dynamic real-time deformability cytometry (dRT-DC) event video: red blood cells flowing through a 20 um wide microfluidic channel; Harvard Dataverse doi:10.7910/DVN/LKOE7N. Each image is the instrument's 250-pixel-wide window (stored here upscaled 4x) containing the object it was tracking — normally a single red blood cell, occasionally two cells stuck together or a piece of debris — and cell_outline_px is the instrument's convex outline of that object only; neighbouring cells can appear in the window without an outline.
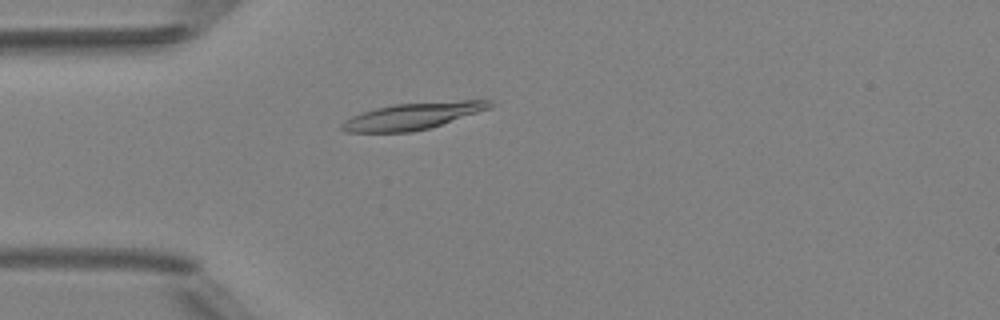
{"species": "Egyptian fruit bat (a non-hibernating species)", "species_latin": "Rousettus aegyptiacus", "temperature_condition": "room temperature", "stored_images_in_passage": 4, "camera_frame_rate_fps": 3000, "um_per_image_px": 0.085, "animal": {"sex": "female"}, "frame": {"image": 1, "passage_image": 4, "time_ms": 3.667, "image_size_px": [1000, 320], "cell_outline_px": [[492, 108], [428, 128], [412, 132], [348, 132], [340, 128], [340, 124], [344, 120], [360, 112], [392, 104], [464, 100], [492, 100]], "centroid_in_image_um": [35.06, 9.86], "position_along_channel_um": 49.9, "area_um2": 22.95}}